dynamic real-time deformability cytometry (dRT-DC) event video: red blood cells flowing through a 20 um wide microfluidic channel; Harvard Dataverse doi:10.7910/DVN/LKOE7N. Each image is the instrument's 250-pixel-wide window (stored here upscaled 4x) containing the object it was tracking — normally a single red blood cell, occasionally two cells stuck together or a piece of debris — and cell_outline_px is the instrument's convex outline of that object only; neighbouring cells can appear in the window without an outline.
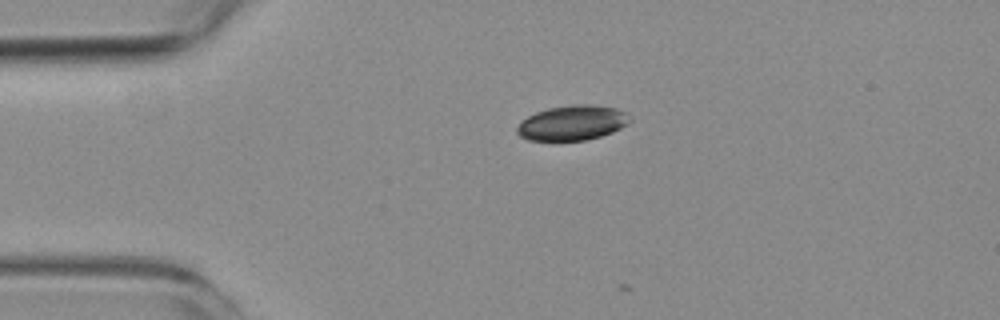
{"species": "common noctule bat (a hibernating species)", "species_latin": "Nyctalus noctula", "temperature_condition": "room temperature", "stored_images_in_passage": 2, "camera_frame_rate_fps": 3000, "um_per_image_px": 0.085, "animal": {"sex": "female", "body_mass_g": 19.3, "forearm_length_mm": 54.1}, "frame": {"image": 1, "passage_image": 1, "time_ms": 0.0, "image_size_px": [1000, 320], "cell_outline_px": [[632, 120], [628, 124], [612, 132], [600, 136], [584, 140], [528, 140], [520, 136], [516, 132], [516, 128], [528, 116], [536, 112], [548, 108], [576, 104], [592, 104], [616, 108], [628, 112]], "centroid_in_image_um": [48.69, 10.43], "position_along_channel_um": 36.3, "area_um2": 22.95}}